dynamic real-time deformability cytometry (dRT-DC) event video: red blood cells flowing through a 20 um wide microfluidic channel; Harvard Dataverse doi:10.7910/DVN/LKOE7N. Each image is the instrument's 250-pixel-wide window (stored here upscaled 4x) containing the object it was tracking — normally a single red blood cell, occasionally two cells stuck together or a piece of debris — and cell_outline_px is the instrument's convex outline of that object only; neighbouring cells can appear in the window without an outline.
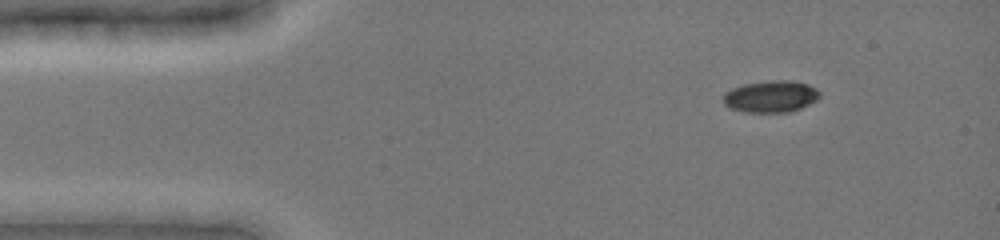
{"species": "common noctule bat (a hibernating species)", "species_latin": "Nyctalus noctula", "temperature_condition": "cold", "stored_images_in_passage": 22, "camera_frame_rate_fps": 3000, "um_per_image_px": 0.085, "animal": {"sex": "female", "body_mass_g": 19.0, "forearm_length_mm": 51.5}, "frame": {"image": 1, "passage_image": 4, "time_ms": 1.333, "image_size_px": [1000, 240], "cell_outline_px": [[820, 96], [816, 100], [800, 108], [788, 112], [744, 112], [732, 108], [724, 104], [724, 92], [732, 88], [744, 84], [768, 80], [792, 80], [808, 84], [816, 88], [820, 92]], "centroid_in_image_um": [65.53, 8.18], "position_along_channel_um": 19.5, "area_um2": 17.86}}
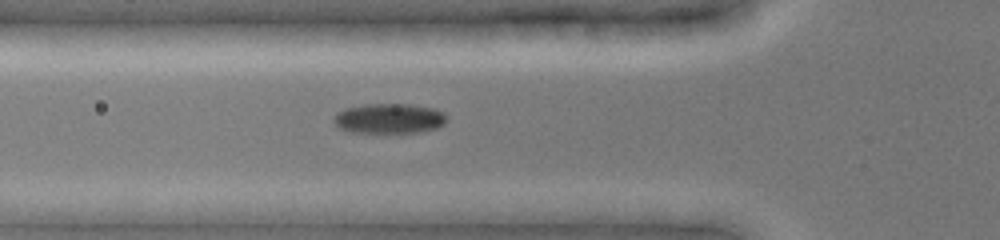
{"frame": {"image": 2, "passage_image": 11, "time_ms": 5.0, "image_size_px": [1000, 240], "cell_outline_px": [[448, 120], [444, 124], [436, 128], [420, 132], [352, 132], [340, 128], [332, 120], [332, 116], [336, 112], [348, 108], [364, 104], [408, 104], [432, 108], [444, 112], [448, 116]], "centroid_in_image_um": [33.09, 10.06], "position_along_channel_um": 92.7, "area_um2": 19.77}}
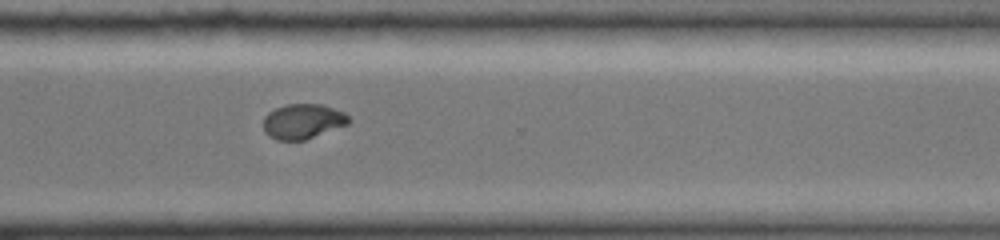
{"frame": {"image": 3, "passage_image": 22, "time_ms": 11.333, "image_size_px": [1000, 240], "cell_outline_px": [[348, 124], [304, 140], [276, 140], [268, 136], [264, 132], [264, 116], [268, 112], [284, 104], [320, 104], [344, 112], [348, 116]], "centroid_in_image_um": [25.69, 10.31], "position_along_channel_um": 344.9, "area_um2": 17.28}}